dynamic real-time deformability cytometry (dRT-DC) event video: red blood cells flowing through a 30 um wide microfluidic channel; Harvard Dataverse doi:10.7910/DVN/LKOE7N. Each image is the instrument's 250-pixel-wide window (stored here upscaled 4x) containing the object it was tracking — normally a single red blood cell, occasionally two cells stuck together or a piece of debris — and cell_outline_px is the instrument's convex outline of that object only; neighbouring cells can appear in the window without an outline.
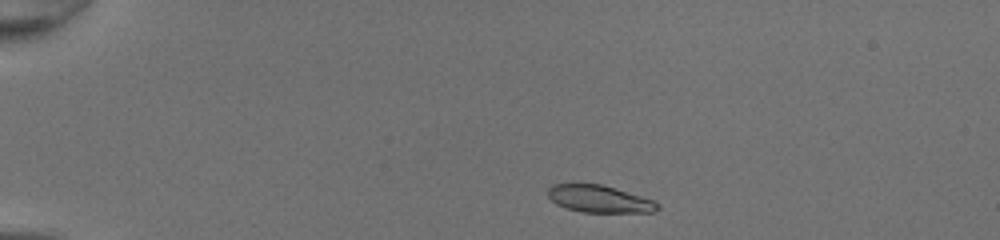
{"species": "common noctule bat (a hibernating species)", "species_latin": "Nyctalus noctula", "temperature_condition": "room temperature", "stored_images_in_passage": 41, "camera_frame_rate_fps": 3000, "um_per_image_px": 0.085, "animal": {"sex": "female", "body_mass_g": 20.0, "forearm_length_mm": 54.0}, "frame": {"image": 1, "passage_image": 2, "time_ms": 0.333, "image_size_px": [1000, 240], "cell_outline_px": [[660, 208], [652, 212], [580, 212], [556, 204], [548, 196], [548, 188], [552, 184], [600, 184], [640, 196], [652, 200], [660, 204]], "centroid_in_image_um": [50.92, 16.91], "position_along_channel_um": 34.1, "area_um2": 17.11}}
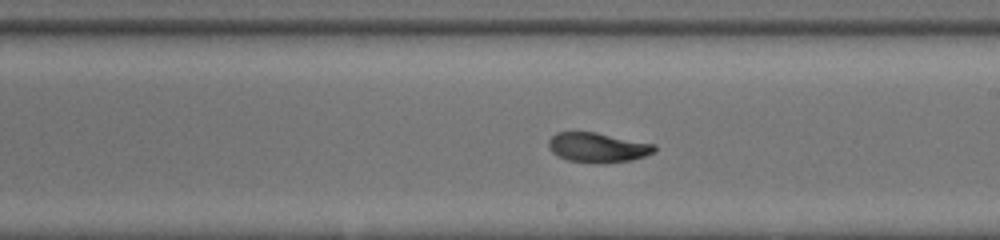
{"frame": {"image": 2, "passage_image": 22, "time_ms": 7.0, "image_size_px": [1000, 240], "cell_outline_px": [[656, 152], [632, 160], [600, 164], [568, 160], [552, 152], [548, 148], [548, 140], [556, 132], [596, 132], [656, 144]], "centroid_in_image_um": [50.83, 12.53], "position_along_channel_um": 238.2, "area_um2": 18.5}}
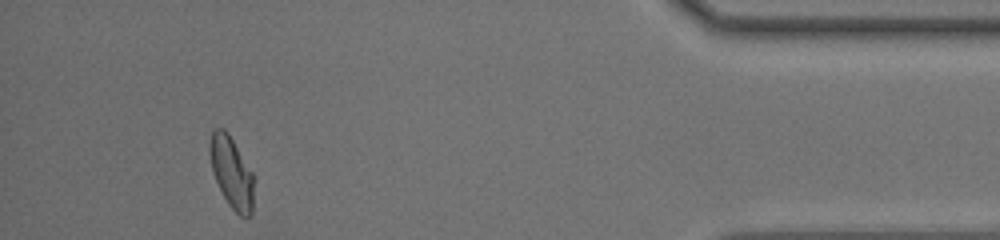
{"frame": {"image": 3, "passage_image": 38, "time_ms": 12.333, "image_size_px": [1000, 240], "cell_outline_px": [[256, 176], [252, 212], [248, 220], [240, 216], [228, 204], [212, 172], [208, 152], [208, 144], [212, 132], [216, 128], [224, 128], [228, 132]], "centroid_in_image_um": [19.72, 14.66], "position_along_channel_um": 415.5, "area_um2": 19.02}, "authors_computed_cell_mechanics": {"area_um2": 18.8428, "velocity_mm_per_s": 4.2511, "shape_relaxation_time_tau1_ms": 5.9098, "shape_relaxation_time_tau2_ms": 1.414, "deformation_change_tau1": 0.2099, "deformation_change_tau2": 0.0532}}